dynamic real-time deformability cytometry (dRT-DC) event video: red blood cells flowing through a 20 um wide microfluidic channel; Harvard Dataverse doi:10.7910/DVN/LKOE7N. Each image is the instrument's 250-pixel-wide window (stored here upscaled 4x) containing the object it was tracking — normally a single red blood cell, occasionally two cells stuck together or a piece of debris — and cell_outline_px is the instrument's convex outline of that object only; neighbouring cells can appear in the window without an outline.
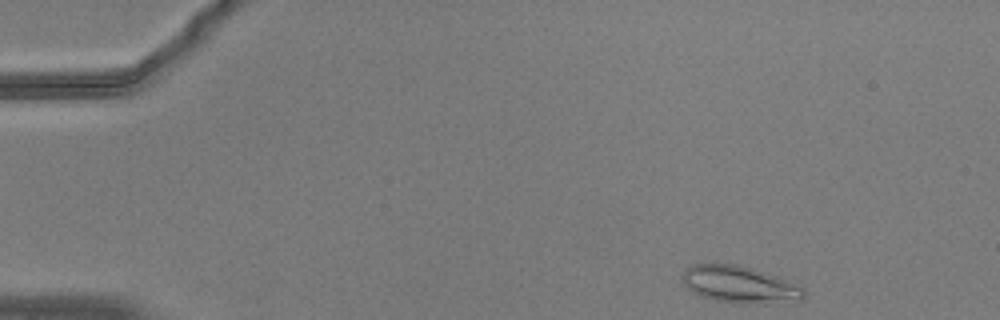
{"species": "common noctule bat (a hibernating species)", "species_latin": "Nyctalus noctula", "temperature_condition": "warm", "stored_images_in_passage": 49, "camera_frame_rate_fps": 3000, "um_per_image_px": 0.085, "animal": {"sex": "male", "body_mass_g": 20.5, "forearm_length_mm": 52.5}, "frame": {"image": 1, "passage_image": 1, "time_ms": 0.0, "image_size_px": [1000, 320], "cell_outline_px": [[804, 300], [768, 304], [744, 304], [716, 300], [700, 296], [692, 292], [684, 284], [680, 276], [692, 264], [736, 264], [752, 268], [788, 280], [804, 288]], "centroid_in_image_um": [62.89, 24.2], "position_along_channel_um": 22.1, "area_um2": 26.36}}
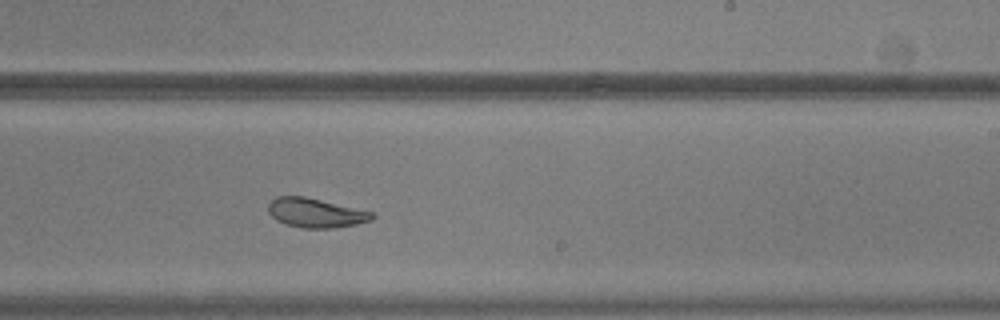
{"frame": {"image": 2, "passage_image": 28, "time_ms": 9.0, "image_size_px": [1000, 320], "cell_outline_px": [[376, 216], [372, 220], [356, 224], [336, 228], [300, 228], [284, 224], [276, 220], [268, 212], [268, 204], [276, 196], [304, 196], [372, 212]], "centroid_in_image_um": [26.8, 18.1], "position_along_channel_um": 262.2, "area_um2": 17.74}}
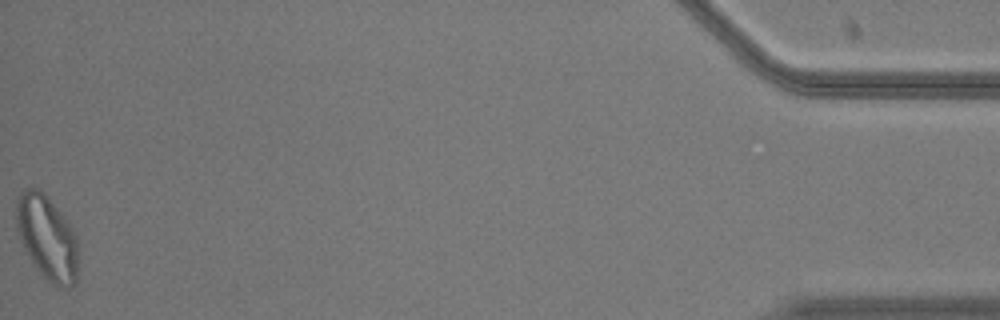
{"frame": {"image": 3, "passage_image": 49, "time_ms": 16.0, "image_size_px": [1000, 320], "cell_outline_px": [[80, 248], [76, 280], [72, 288], [60, 288], [48, 284], [36, 268], [28, 256], [20, 240], [16, 228], [16, 200], [20, 192], [28, 188], [36, 188], [44, 192], [48, 196], [68, 220], [76, 236]], "centroid_in_image_um": [4.04, 20.24], "position_along_channel_um": 431.2, "area_um2": 31.44}, "authors_computed_cell_mechanics": {"area_um2": 20.5768, "velocity_mm_per_s": 3.72, "shape_relaxation_time_tau1_ms": 9.3311, "shape_relaxation_time_tau2_ms": 3.8917, "deformation_change_tau1": 0.2325, "deformation_change_tau2": 0.0977}}